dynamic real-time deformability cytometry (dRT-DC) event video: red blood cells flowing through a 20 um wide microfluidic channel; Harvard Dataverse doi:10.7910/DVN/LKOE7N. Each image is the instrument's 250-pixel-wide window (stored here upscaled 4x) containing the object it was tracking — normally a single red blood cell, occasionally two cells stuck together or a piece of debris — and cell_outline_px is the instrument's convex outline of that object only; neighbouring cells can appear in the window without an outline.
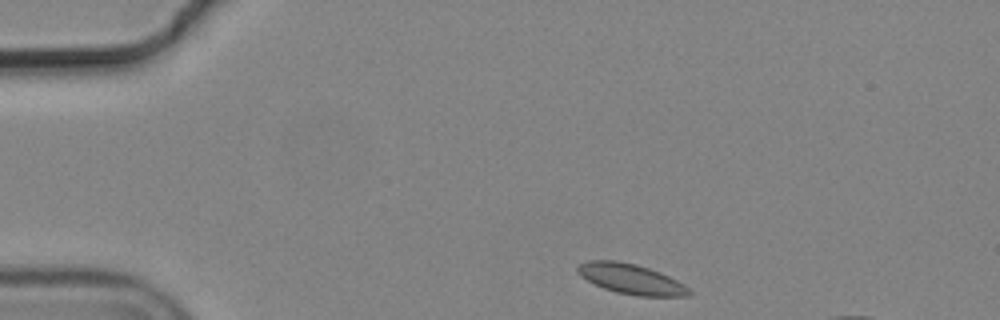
{"species": "common noctule bat (a hibernating species)", "species_latin": "Nyctalus noctula", "temperature_condition": "cold", "stored_images_in_passage": 40, "camera_frame_rate_fps": 3000, "um_per_image_px": 0.085, "animal": {"sex": "male", "body_mass_g": 19.2, "forearm_length_mm": 51.8}, "frame": {"image": 1, "passage_image": 1, "time_ms": 0.0, "image_size_px": [1000, 320], "cell_outline_px": [[692, 292], [688, 296], [636, 296], [616, 292], [604, 288], [580, 276], [576, 272], [576, 264], [588, 260], [616, 260], [636, 264], [660, 272], [684, 284]], "centroid_in_image_um": [53.6, 23.7], "position_along_channel_um": 31.4, "area_um2": 19.65}}
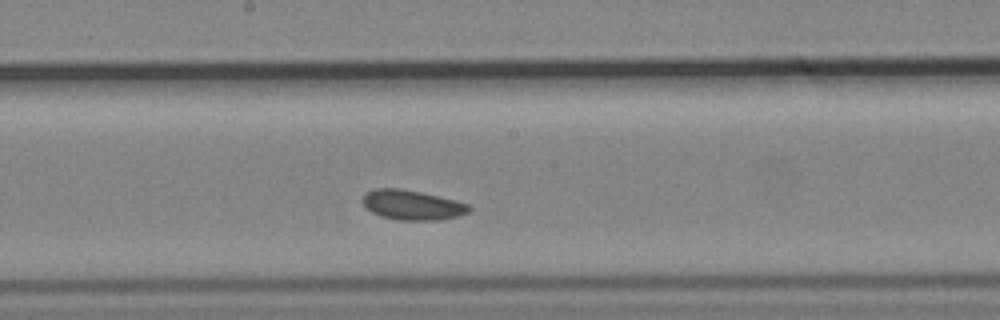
{"frame": {"image": 2, "passage_image": 21, "time_ms": 6.667, "image_size_px": [1000, 320], "cell_outline_px": [[472, 208], [468, 212], [460, 216], [436, 220], [400, 220], [380, 216], [372, 212], [364, 204], [364, 192], [376, 188], [400, 188], [420, 192], [468, 204]], "centroid_in_image_um": [35.03, 17.43], "position_along_channel_um": 213.2, "area_um2": 18.21}}
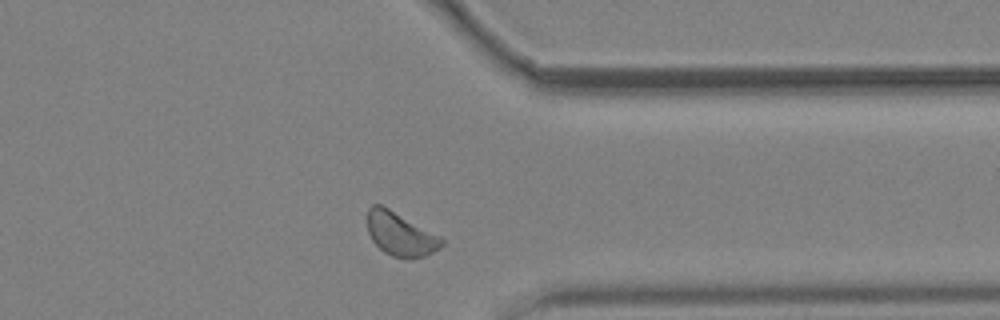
{"frame": {"image": 3, "passage_image": 35, "time_ms": 11.333, "image_size_px": [1000, 320], "cell_outline_px": [[444, 244], [440, 248], [424, 256], [392, 256], [384, 252], [372, 240], [368, 232], [368, 208], [372, 204], [380, 204], [388, 208], [444, 240]], "centroid_in_image_um": [33.98, 19.88], "position_along_channel_um": 377.4, "area_um2": 17.98}, "authors_computed_cell_mechanics": {"area_um2": 18.3515, "velocity_mm_per_s": 3.6113, "shape_relaxation_time_tau1_ms": 4.6963, "shape_relaxation_time_tau2_ms": null, "deformation_change_tau1": 0.0531, "deformation_change_tau2": null}}